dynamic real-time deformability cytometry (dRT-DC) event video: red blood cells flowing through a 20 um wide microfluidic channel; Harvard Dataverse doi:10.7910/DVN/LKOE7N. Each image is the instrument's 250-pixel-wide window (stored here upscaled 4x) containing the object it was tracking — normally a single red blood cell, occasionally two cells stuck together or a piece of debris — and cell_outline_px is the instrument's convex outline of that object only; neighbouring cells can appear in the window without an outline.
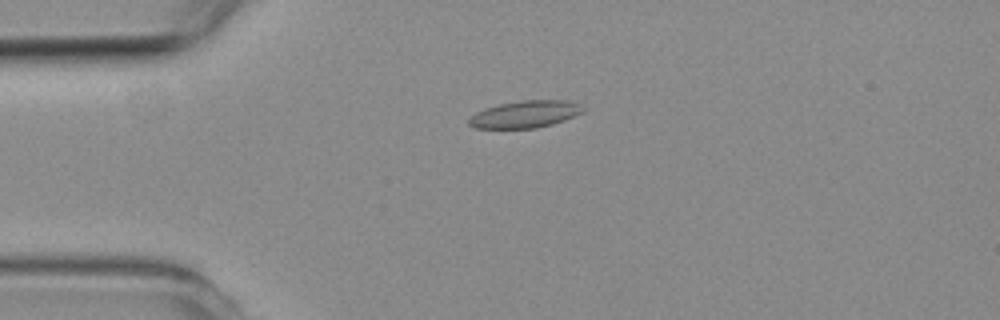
{"species": "common noctule bat (a hibernating species)", "species_latin": "Nyctalus noctula", "temperature_condition": "room temperature", "stored_images_in_passage": 6, "camera_frame_rate_fps": 3000, "um_per_image_px": 0.085, "animal": {"sex": "female", "body_mass_g": 19.3, "forearm_length_mm": 54.1}, "frame": {"image": 1, "passage_image": 2, "time_ms": 1.0, "image_size_px": [1000, 320], "cell_outline_px": [[584, 112], [564, 120], [552, 124], [536, 128], [476, 128], [468, 124], [468, 116], [476, 112], [500, 104], [524, 100], [568, 100], [580, 104], [584, 108]], "centroid_in_image_um": [44.65, 9.71], "position_along_channel_um": 40.4, "area_um2": 17.98}}
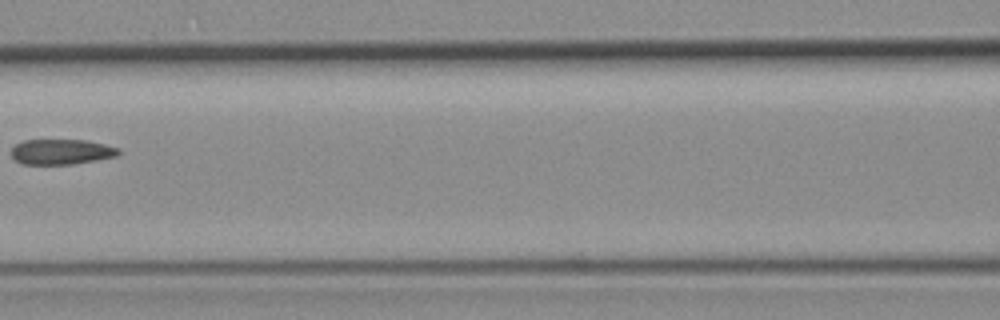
{"frame": {"image": 2, "passage_image": 5, "time_ms": 4.667, "image_size_px": [1000, 320], "cell_outline_px": [[120, 152], [116, 156], [96, 160], [72, 164], [20, 164], [12, 156], [12, 148], [16, 144], [24, 140], [84, 140], [104, 144], [120, 148]], "centroid_in_image_um": [5.21, 12.9], "position_along_channel_um": 161.4, "area_um2": 15.72}}
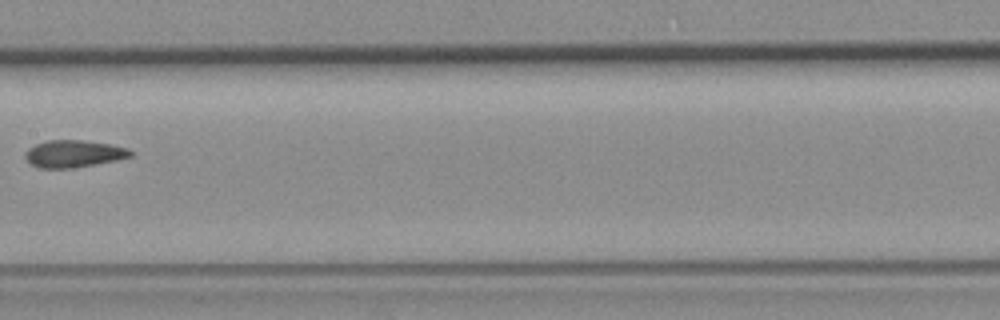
{"frame": {"image": 3, "passage_image": 6, "time_ms": 5.667, "image_size_px": [1000, 320], "cell_outline_px": [[132, 156], [116, 160], [72, 168], [40, 168], [32, 164], [24, 156], [24, 152], [28, 148], [36, 144], [48, 140], [80, 140], [112, 144], [128, 148], [132, 152]], "centroid_in_image_um": [6.26, 13.06], "position_along_channel_um": 201.1, "area_um2": 16.59}}